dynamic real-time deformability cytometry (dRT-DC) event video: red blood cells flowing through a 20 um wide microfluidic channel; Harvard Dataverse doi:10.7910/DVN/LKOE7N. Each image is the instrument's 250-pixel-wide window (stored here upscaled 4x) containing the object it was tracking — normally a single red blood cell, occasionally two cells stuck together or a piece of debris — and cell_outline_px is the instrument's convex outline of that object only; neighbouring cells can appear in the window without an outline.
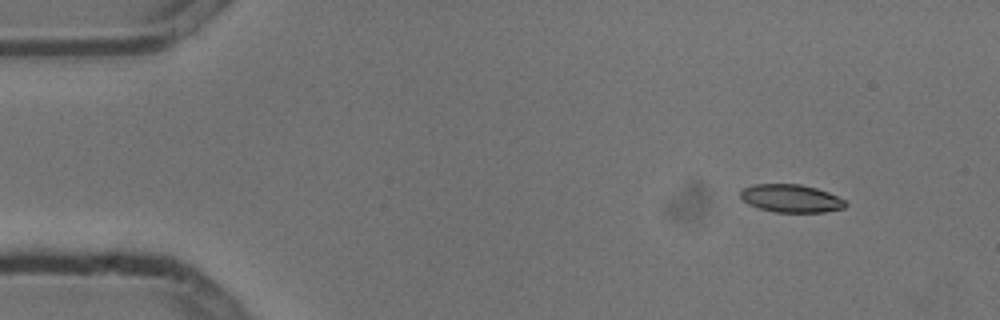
{"species": "common noctule bat (a hibernating species)", "species_latin": "Nyctalus noctula", "temperature_condition": "cold", "stored_images_in_passage": 3, "camera_frame_rate_fps": 3000, "um_per_image_px": 0.085, "animal": {"sex": "male", "body_mass_g": 13.3}, "frame": {"image": 1, "passage_image": 1, "time_ms": 0.0, "image_size_px": [1000, 320], "cell_outline_px": [[848, 204], [844, 208], [824, 212], [776, 212], [756, 208], [748, 204], [740, 196], [740, 192], [744, 188], [756, 184], [800, 184], [816, 188], [828, 192], [844, 200]], "centroid_in_image_um": [67.24, 16.87], "position_along_channel_um": 17.8, "area_um2": 17.05}}